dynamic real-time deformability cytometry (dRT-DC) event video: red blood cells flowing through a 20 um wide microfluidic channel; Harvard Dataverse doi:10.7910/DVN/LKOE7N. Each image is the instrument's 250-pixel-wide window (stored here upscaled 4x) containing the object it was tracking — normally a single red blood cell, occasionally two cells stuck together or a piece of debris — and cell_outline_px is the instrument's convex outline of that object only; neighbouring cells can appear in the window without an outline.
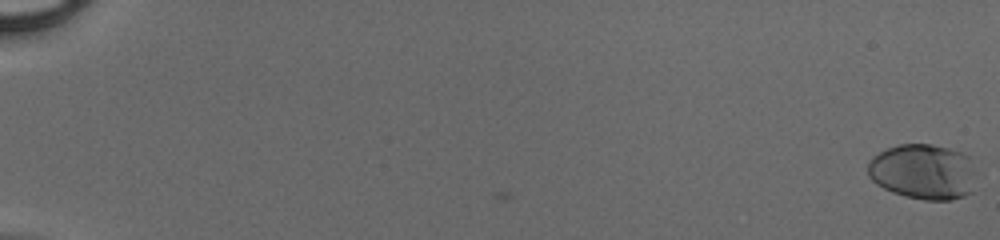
{"species": "human", "species_latin": "Homo sapiens", "temperature_condition": "cold", "stored_images_in_passage": 51, "camera_frame_rate_fps": 3000, "um_per_image_px": 0.085, "donor": {"sex": "male"}, "frame": {"image": 1, "passage_image": 1, "time_ms": 0.0, "image_size_px": [1000, 240], "cell_outline_px": [[972, 192], [964, 196], [952, 200], [924, 200], [904, 196], [892, 192], [876, 184], [868, 176], [868, 160], [872, 156], [888, 148], [900, 144], [932, 144], [964, 152], [972, 156]], "centroid_in_image_um": [78.45, 14.59], "position_along_channel_um": 6.6, "area_um2": 35.2}}
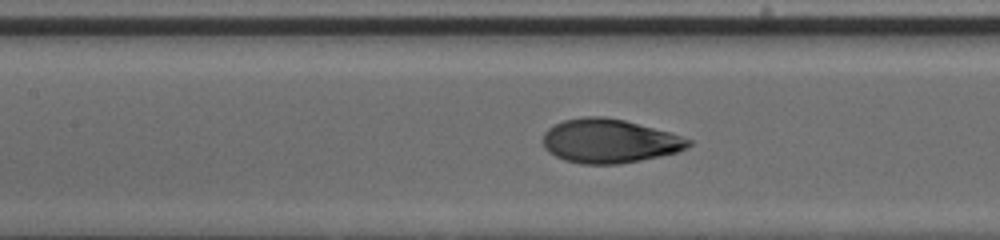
{"frame": {"image": 2, "passage_image": 27, "time_ms": 8.667, "image_size_px": [1000, 240], "cell_outline_px": [[692, 144], [676, 152], [660, 156], [620, 164], [580, 164], [564, 160], [548, 152], [544, 148], [544, 132], [548, 128], [564, 120], [584, 116], [604, 116], [624, 120], [668, 132], [692, 140]], "centroid_in_image_um": [51.76, 11.99], "position_along_channel_um": 155.6, "area_um2": 37.05}}
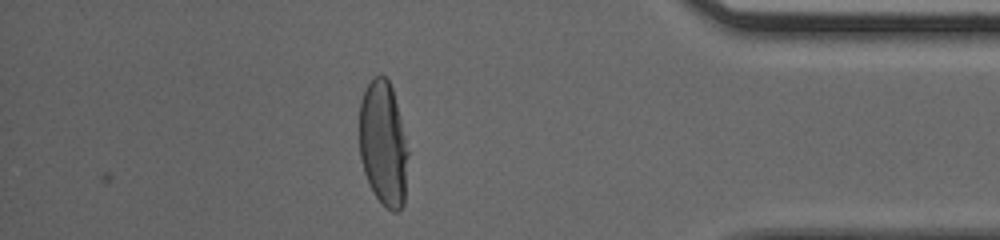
{"frame": {"image": 3, "passage_image": 46, "time_ms": 15.0, "image_size_px": [1000, 240], "cell_outline_px": [[408, 152], [404, 204], [396, 212], [392, 212], [376, 196], [364, 172], [360, 160], [360, 100], [372, 76], [380, 72], [388, 80], [392, 88]], "centroid_in_image_um": [32.56, 12.18], "position_along_channel_um": 402.6, "area_um2": 35.03}}